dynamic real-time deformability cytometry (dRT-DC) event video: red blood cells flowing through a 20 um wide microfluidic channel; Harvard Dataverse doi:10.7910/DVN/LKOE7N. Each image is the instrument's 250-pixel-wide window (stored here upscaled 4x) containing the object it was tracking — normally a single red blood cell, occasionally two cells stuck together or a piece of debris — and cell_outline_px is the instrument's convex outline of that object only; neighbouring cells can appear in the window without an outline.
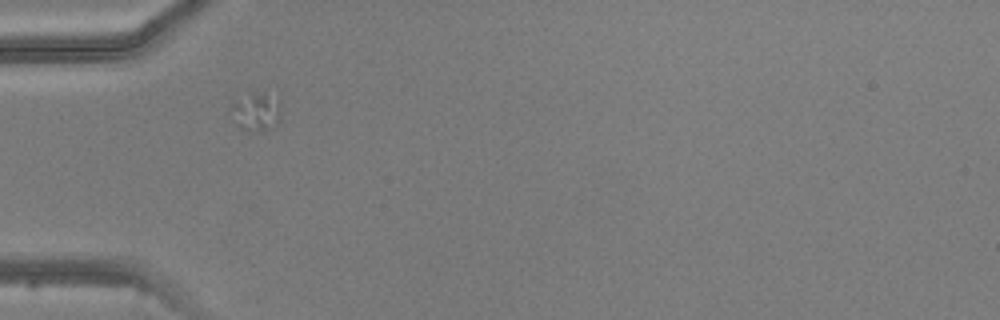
{"species": "common noctule bat (a hibernating species)", "species_latin": "Nyctalus noctula", "temperature_condition": "warm", "stored_images_in_passage": 2, "camera_frame_rate_fps": 3000, "um_per_image_px": 0.085, "animal": {"sex": "male", "body_mass_g": 20.5, "forearm_length_mm": 52.5}, "frame": {"image": 1, "passage_image": 1, "time_ms": 0.0, "image_size_px": [1000, 320], "cell_outline_px": [[280, 120], [268, 128], [256, 132], [252, 132], [240, 128], [236, 124], [228, 108], [232, 100], [252, 92], [264, 92], [280, 100]], "centroid_in_image_um": [21.72, 9.46], "position_along_channel_um": 63.3, "area_um2": 11.5}}